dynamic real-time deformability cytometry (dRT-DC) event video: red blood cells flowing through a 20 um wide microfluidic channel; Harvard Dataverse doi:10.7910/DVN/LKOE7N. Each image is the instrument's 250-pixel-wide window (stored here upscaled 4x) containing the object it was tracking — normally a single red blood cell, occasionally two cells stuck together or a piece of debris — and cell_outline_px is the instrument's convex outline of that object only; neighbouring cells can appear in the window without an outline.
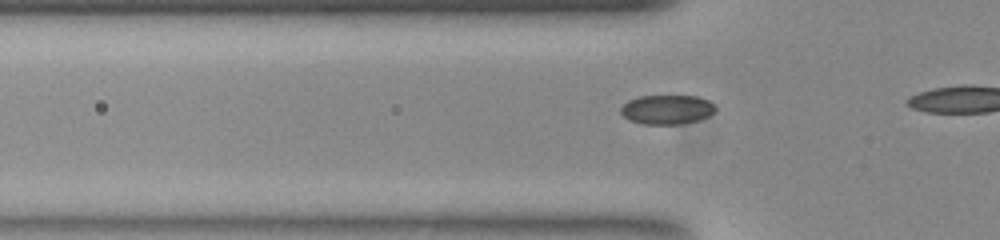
{"species": "common noctule bat (a hibernating species)", "species_latin": "Nyctalus noctula", "temperature_condition": "room temperature", "stored_images_in_passage": 9, "camera_frame_rate_fps": 3000, "um_per_image_px": 0.085, "animal": {"sex": "female", "body_mass_g": 23.0, "forearm_length_mm": 53.4}, "frame": {"image": 1, "passage_image": 6, "time_ms": 1.667, "image_size_px": [1000, 240], "cell_outline_px": [[716, 108], [708, 116], [696, 120], [680, 124], [644, 124], [632, 120], [624, 116], [620, 112], [620, 108], [628, 100], [640, 96], [696, 96], [708, 100]], "centroid_in_image_um": [56.67, 9.3], "position_along_channel_um": 69.1, "area_um2": 15.9}}